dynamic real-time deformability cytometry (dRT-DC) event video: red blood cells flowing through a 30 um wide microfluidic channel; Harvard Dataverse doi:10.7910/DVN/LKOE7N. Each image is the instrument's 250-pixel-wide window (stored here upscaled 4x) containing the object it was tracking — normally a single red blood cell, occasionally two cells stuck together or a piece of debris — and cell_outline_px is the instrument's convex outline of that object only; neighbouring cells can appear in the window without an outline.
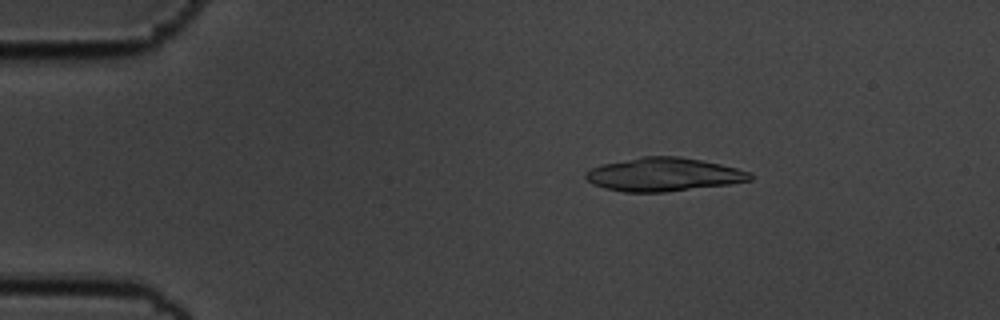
{"species": "common noctule bat (a hibernating species)", "species_latin": "Nyctalus noctula", "temperature_condition": "cold", "stored_images_in_passage": 55, "segment_of_instrument_passage": [1, 2], "camera_frame_rate_fps": 3000, "um_per_image_px": 0.085, "animal": {"sex": "male", "body_mass_g": 19.5, "forearm_length_mm": 54.6}, "frame": {"image": 1, "passage_image": 9, "time_ms": 2.667, "image_size_px": [1000, 320], "cell_outline_px": [[752, 180], [728, 184], [664, 192], [624, 192], [604, 188], [592, 184], [584, 176], [584, 172], [592, 168], [604, 164], [640, 156], [680, 156], [720, 164], [752, 172]], "centroid_in_image_um": [56.39, 14.83], "position_along_channel_um": 28.6, "area_um2": 31.96}}